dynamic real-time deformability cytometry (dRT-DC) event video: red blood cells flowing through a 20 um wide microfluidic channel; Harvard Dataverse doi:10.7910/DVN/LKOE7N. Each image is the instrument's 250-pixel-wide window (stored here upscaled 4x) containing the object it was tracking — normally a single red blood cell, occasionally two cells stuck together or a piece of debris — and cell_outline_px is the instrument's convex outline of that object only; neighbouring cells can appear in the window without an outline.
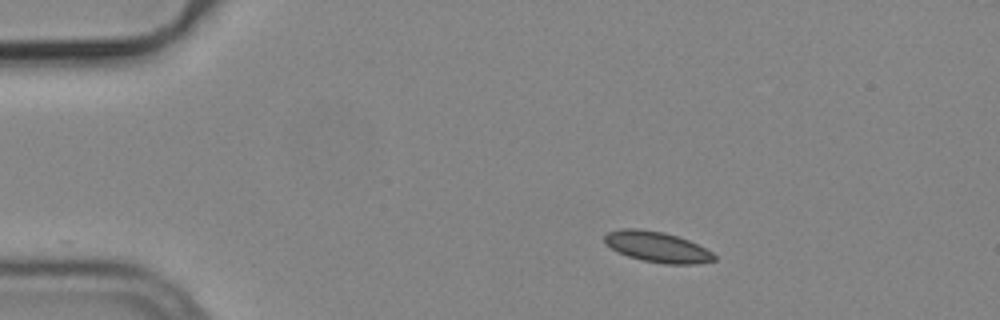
{"species": "common noctule bat (a hibernating species)", "species_latin": "Nyctalus noctula", "temperature_condition": "cold", "stored_images_in_passage": 46, "camera_frame_rate_fps": 3000, "um_per_image_px": 0.085, "animal": {"sex": "male", "body_mass_g": 19.2, "forearm_length_mm": 51.8}, "frame": {"image": 1, "passage_image": 1, "time_ms": 0.0, "image_size_px": [1000, 320], "cell_outline_px": [[716, 260], [696, 264], [664, 264], [644, 260], [628, 256], [616, 252], [604, 244], [604, 236], [608, 232], [620, 228], [640, 228], [664, 232], [688, 240], [712, 252], [716, 256]], "centroid_in_image_um": [55.81, 20.98], "position_along_channel_um": 29.2, "area_um2": 19.65}}
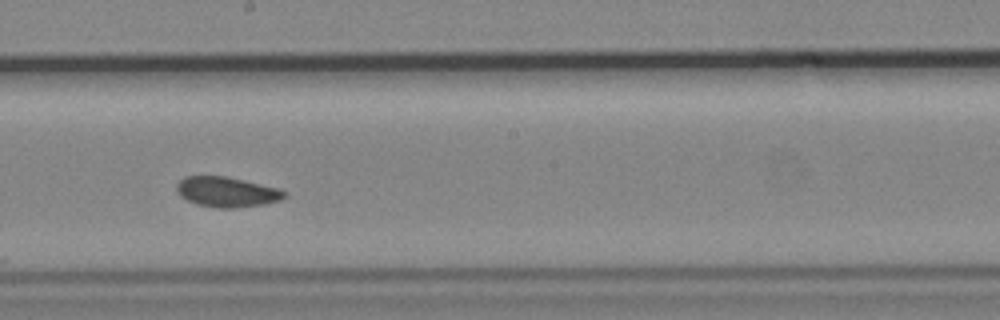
{"frame": {"image": 2, "passage_image": 22, "time_ms": 7.0, "image_size_px": [1000, 320], "cell_outline_px": [[288, 196], [280, 200], [264, 204], [236, 208], [216, 208], [196, 204], [180, 196], [176, 192], [176, 184], [184, 176], [224, 176], [244, 180], [280, 188], [288, 192]], "centroid_in_image_um": [19.3, 16.32], "position_along_channel_um": 228.9, "area_um2": 19.19}}
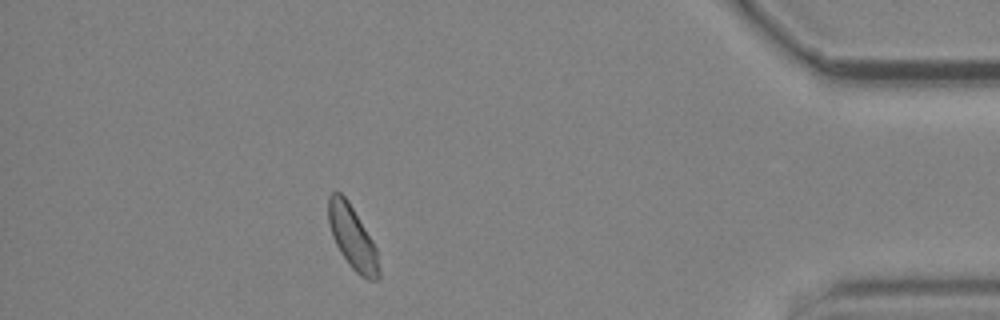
{"frame": {"image": 3, "passage_image": 40, "time_ms": 13.0, "image_size_px": [1000, 320], "cell_outline_px": [[380, 280], [368, 280], [360, 276], [352, 268], [340, 252], [332, 236], [328, 224], [328, 196], [332, 192], [340, 192], [348, 200], [372, 240], [376, 248], [380, 272]], "centroid_in_image_um": [29.95, 20.2], "position_along_channel_um": 405.2, "area_um2": 18.61}}